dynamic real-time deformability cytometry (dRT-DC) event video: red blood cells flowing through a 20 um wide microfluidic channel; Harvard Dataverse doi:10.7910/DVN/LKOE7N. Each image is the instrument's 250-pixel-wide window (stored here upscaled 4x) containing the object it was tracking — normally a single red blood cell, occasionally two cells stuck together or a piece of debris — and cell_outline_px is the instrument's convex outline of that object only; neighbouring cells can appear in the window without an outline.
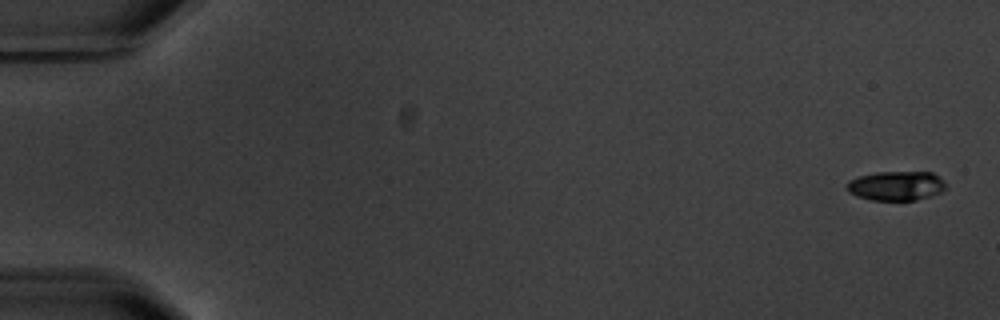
{"species": "common noctule bat (a hibernating species)", "species_latin": "Nyctalus noctula", "temperature_condition": "warm", "stored_images_in_passage": 5, "camera_frame_rate_fps": 3000, "um_per_image_px": 0.085, "animal": {"sex": "male", "body_mass_g": 20.1, "forearm_length_mm": 53.5}, "frame": {"image": 1, "passage_image": 1, "time_ms": 0.0, "image_size_px": [1000, 320], "cell_outline_px": [[944, 188], [940, 192], [916, 200], [872, 200], [856, 196], [848, 192], [848, 180], [860, 176], [876, 172], [932, 172], [944, 184]], "centroid_in_image_um": [76.12, 15.79], "position_along_channel_um": 8.9, "area_um2": 16.59}}
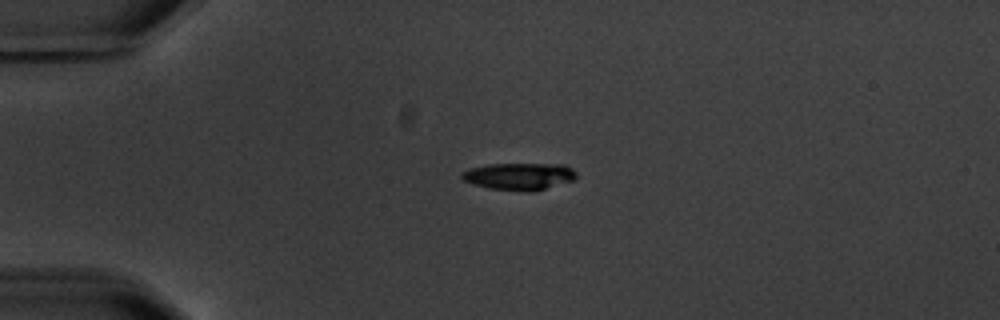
{"frame": {"image": 2, "passage_image": 4, "time_ms": 4.333, "image_size_px": [1000, 320], "cell_outline_px": [[576, 176], [572, 180], [536, 192], [528, 192], [492, 188], [476, 184], [464, 180], [460, 176], [468, 168], [488, 164], [564, 164], [572, 168], [576, 172]], "centroid_in_image_um": [44.17, 14.98], "position_along_channel_um": 40.8, "area_um2": 17.98}}